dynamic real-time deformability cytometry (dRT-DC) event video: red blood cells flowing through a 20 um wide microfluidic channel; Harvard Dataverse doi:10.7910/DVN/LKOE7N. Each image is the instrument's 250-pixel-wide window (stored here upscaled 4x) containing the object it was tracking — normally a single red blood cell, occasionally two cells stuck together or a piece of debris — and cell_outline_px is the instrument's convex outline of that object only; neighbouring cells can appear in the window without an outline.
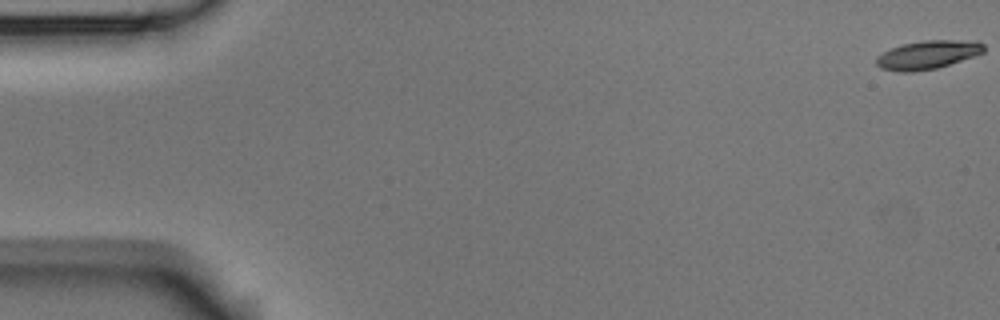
{"species": "Egyptian fruit bat (a non-hibernating species)", "species_latin": "Rousettus aegyptiacus", "temperature_condition": "room temperature", "stored_images_in_passage": 6, "camera_frame_rate_fps": 3000, "um_per_image_px": 0.085, "animal": {"sex": "male"}, "frame": {"image": 1, "passage_image": 1, "time_ms": 0.0, "image_size_px": [1000, 320], "cell_outline_px": [[984, 52], [936, 68], [912, 72], [900, 72], [880, 68], [876, 64], [876, 56], [892, 48], [904, 44], [920, 40], [976, 40], [984, 44]], "centroid_in_image_um": [78.84, 4.64], "position_along_channel_um": 6.2, "area_um2": 17.74}}
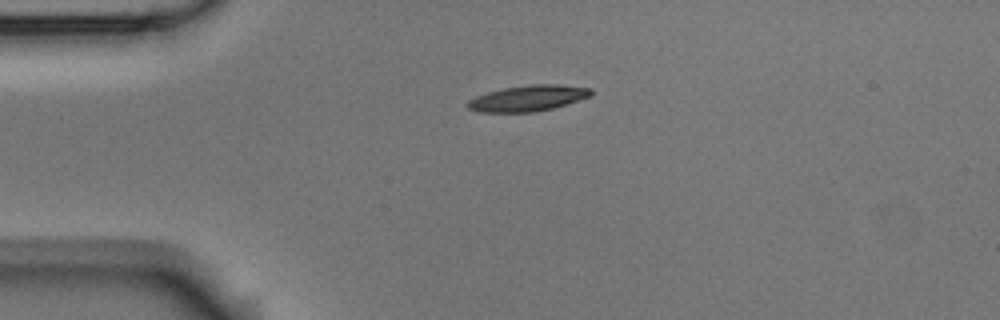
{"frame": {"image": 2, "passage_image": 4, "time_ms": 4.333, "image_size_px": [1000, 320], "cell_outline_px": [[592, 96], [552, 108], [532, 112], [476, 112], [468, 108], [464, 104], [468, 100], [476, 96], [488, 92], [504, 88], [532, 84], [556, 84], [592, 88]], "centroid_in_image_um": [44.85, 8.35], "position_along_channel_um": 40.2, "area_um2": 18.61}}
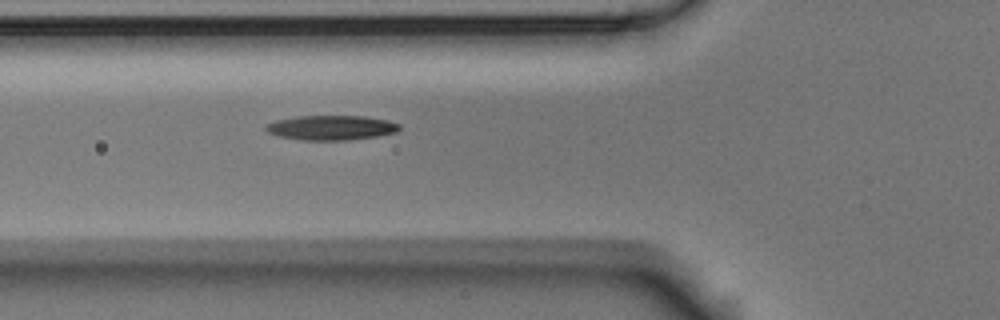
{"frame": {"image": 3, "passage_image": 6, "time_ms": 6.667, "image_size_px": [1000, 320], "cell_outline_px": [[400, 128], [396, 132], [376, 136], [348, 140], [304, 140], [280, 136], [268, 132], [264, 128], [264, 124], [276, 120], [300, 116], [364, 116], [388, 120], [400, 124]], "centroid_in_image_um": [28.15, 10.85], "position_along_channel_um": 97.7, "area_um2": 19.13}}